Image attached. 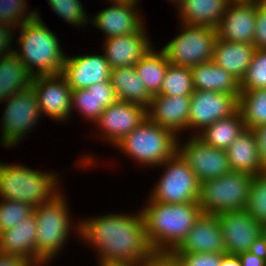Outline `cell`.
<instances>
[{"instance_id":"15","label":"cell","mask_w":266,"mask_h":266,"mask_svg":"<svg viewBox=\"0 0 266 266\" xmlns=\"http://www.w3.org/2000/svg\"><path fill=\"white\" fill-rule=\"evenodd\" d=\"M147 118L142 105L117 100L101 113L95 124L103 130L101 139L116 145Z\"/></svg>"},{"instance_id":"20","label":"cell","mask_w":266,"mask_h":266,"mask_svg":"<svg viewBox=\"0 0 266 266\" xmlns=\"http://www.w3.org/2000/svg\"><path fill=\"white\" fill-rule=\"evenodd\" d=\"M111 68L104 54L66 56L62 75L71 89H86L92 84L110 80Z\"/></svg>"},{"instance_id":"31","label":"cell","mask_w":266,"mask_h":266,"mask_svg":"<svg viewBox=\"0 0 266 266\" xmlns=\"http://www.w3.org/2000/svg\"><path fill=\"white\" fill-rule=\"evenodd\" d=\"M168 64L165 54L154 47L135 64L136 73L151 96L159 95Z\"/></svg>"},{"instance_id":"43","label":"cell","mask_w":266,"mask_h":266,"mask_svg":"<svg viewBox=\"0 0 266 266\" xmlns=\"http://www.w3.org/2000/svg\"><path fill=\"white\" fill-rule=\"evenodd\" d=\"M257 141V150L263 169L266 171V124L251 129Z\"/></svg>"},{"instance_id":"17","label":"cell","mask_w":266,"mask_h":266,"mask_svg":"<svg viewBox=\"0 0 266 266\" xmlns=\"http://www.w3.org/2000/svg\"><path fill=\"white\" fill-rule=\"evenodd\" d=\"M220 253L226 254L224 237L217 215L202 213L193 228L172 254Z\"/></svg>"},{"instance_id":"29","label":"cell","mask_w":266,"mask_h":266,"mask_svg":"<svg viewBox=\"0 0 266 266\" xmlns=\"http://www.w3.org/2000/svg\"><path fill=\"white\" fill-rule=\"evenodd\" d=\"M110 83L114 88L117 100L148 107L152 96L141 82L135 66L111 69Z\"/></svg>"},{"instance_id":"3","label":"cell","mask_w":266,"mask_h":266,"mask_svg":"<svg viewBox=\"0 0 266 266\" xmlns=\"http://www.w3.org/2000/svg\"><path fill=\"white\" fill-rule=\"evenodd\" d=\"M36 14L34 19L19 26L21 32L16 41L20 50L17 48L13 52L34 77L62 74L67 55L57 35L46 27L38 11Z\"/></svg>"},{"instance_id":"34","label":"cell","mask_w":266,"mask_h":266,"mask_svg":"<svg viewBox=\"0 0 266 266\" xmlns=\"http://www.w3.org/2000/svg\"><path fill=\"white\" fill-rule=\"evenodd\" d=\"M245 210L257 222L266 224V172L254 175Z\"/></svg>"},{"instance_id":"28","label":"cell","mask_w":266,"mask_h":266,"mask_svg":"<svg viewBox=\"0 0 266 266\" xmlns=\"http://www.w3.org/2000/svg\"><path fill=\"white\" fill-rule=\"evenodd\" d=\"M34 76L14 52L0 58V102L14 93L28 89Z\"/></svg>"},{"instance_id":"10","label":"cell","mask_w":266,"mask_h":266,"mask_svg":"<svg viewBox=\"0 0 266 266\" xmlns=\"http://www.w3.org/2000/svg\"><path fill=\"white\" fill-rule=\"evenodd\" d=\"M5 103L2 116L1 145L6 148L17 146L26 133L38 125L41 112L32 86L14 93ZM29 131V132H28Z\"/></svg>"},{"instance_id":"5","label":"cell","mask_w":266,"mask_h":266,"mask_svg":"<svg viewBox=\"0 0 266 266\" xmlns=\"http://www.w3.org/2000/svg\"><path fill=\"white\" fill-rule=\"evenodd\" d=\"M66 201L60 192L51 201L34 208L37 224V266L49 264L58 255L68 240L69 231L74 228Z\"/></svg>"},{"instance_id":"14","label":"cell","mask_w":266,"mask_h":266,"mask_svg":"<svg viewBox=\"0 0 266 266\" xmlns=\"http://www.w3.org/2000/svg\"><path fill=\"white\" fill-rule=\"evenodd\" d=\"M224 237L226 254L240 255L248 252L264 226L244 209L216 214Z\"/></svg>"},{"instance_id":"11","label":"cell","mask_w":266,"mask_h":266,"mask_svg":"<svg viewBox=\"0 0 266 266\" xmlns=\"http://www.w3.org/2000/svg\"><path fill=\"white\" fill-rule=\"evenodd\" d=\"M184 144L177 143V152L195 173L200 183L223 176L231 171L226 150L205 144L196 135Z\"/></svg>"},{"instance_id":"37","label":"cell","mask_w":266,"mask_h":266,"mask_svg":"<svg viewBox=\"0 0 266 266\" xmlns=\"http://www.w3.org/2000/svg\"><path fill=\"white\" fill-rule=\"evenodd\" d=\"M25 1L26 0H0V22L19 29L18 27L20 25L34 19L37 15V9L27 13L25 10L27 3Z\"/></svg>"},{"instance_id":"52","label":"cell","mask_w":266,"mask_h":266,"mask_svg":"<svg viewBox=\"0 0 266 266\" xmlns=\"http://www.w3.org/2000/svg\"><path fill=\"white\" fill-rule=\"evenodd\" d=\"M246 1H262V0H246Z\"/></svg>"},{"instance_id":"36","label":"cell","mask_w":266,"mask_h":266,"mask_svg":"<svg viewBox=\"0 0 266 266\" xmlns=\"http://www.w3.org/2000/svg\"><path fill=\"white\" fill-rule=\"evenodd\" d=\"M0 201V233L11 229L34 213V207L28 203L6 199Z\"/></svg>"},{"instance_id":"48","label":"cell","mask_w":266,"mask_h":266,"mask_svg":"<svg viewBox=\"0 0 266 266\" xmlns=\"http://www.w3.org/2000/svg\"><path fill=\"white\" fill-rule=\"evenodd\" d=\"M99 266H142L138 263H99Z\"/></svg>"},{"instance_id":"47","label":"cell","mask_w":266,"mask_h":266,"mask_svg":"<svg viewBox=\"0 0 266 266\" xmlns=\"http://www.w3.org/2000/svg\"><path fill=\"white\" fill-rule=\"evenodd\" d=\"M219 266H241V261L237 255L223 254Z\"/></svg>"},{"instance_id":"1","label":"cell","mask_w":266,"mask_h":266,"mask_svg":"<svg viewBox=\"0 0 266 266\" xmlns=\"http://www.w3.org/2000/svg\"><path fill=\"white\" fill-rule=\"evenodd\" d=\"M77 223L76 233L98 251L99 263L143 264L154 253L141 210L136 214L111 213L79 219Z\"/></svg>"},{"instance_id":"35","label":"cell","mask_w":266,"mask_h":266,"mask_svg":"<svg viewBox=\"0 0 266 266\" xmlns=\"http://www.w3.org/2000/svg\"><path fill=\"white\" fill-rule=\"evenodd\" d=\"M266 89V49H256L245 76L240 82V91Z\"/></svg>"},{"instance_id":"9","label":"cell","mask_w":266,"mask_h":266,"mask_svg":"<svg viewBox=\"0 0 266 266\" xmlns=\"http://www.w3.org/2000/svg\"><path fill=\"white\" fill-rule=\"evenodd\" d=\"M159 167L164 171L148 201L167 204L198 202L200 181L178 152Z\"/></svg>"},{"instance_id":"27","label":"cell","mask_w":266,"mask_h":266,"mask_svg":"<svg viewBox=\"0 0 266 266\" xmlns=\"http://www.w3.org/2000/svg\"><path fill=\"white\" fill-rule=\"evenodd\" d=\"M232 0H183L178 16L185 25H207L216 28Z\"/></svg>"},{"instance_id":"24","label":"cell","mask_w":266,"mask_h":266,"mask_svg":"<svg viewBox=\"0 0 266 266\" xmlns=\"http://www.w3.org/2000/svg\"><path fill=\"white\" fill-rule=\"evenodd\" d=\"M255 50V46L251 44L217 38L214 44L213 62L241 82L251 64Z\"/></svg>"},{"instance_id":"18","label":"cell","mask_w":266,"mask_h":266,"mask_svg":"<svg viewBox=\"0 0 266 266\" xmlns=\"http://www.w3.org/2000/svg\"><path fill=\"white\" fill-rule=\"evenodd\" d=\"M144 28L130 35L104 39L103 54L111 69L135 66L154 47Z\"/></svg>"},{"instance_id":"7","label":"cell","mask_w":266,"mask_h":266,"mask_svg":"<svg viewBox=\"0 0 266 266\" xmlns=\"http://www.w3.org/2000/svg\"><path fill=\"white\" fill-rule=\"evenodd\" d=\"M254 175L230 171L200 183L198 205L203 213L220 214L244 210Z\"/></svg>"},{"instance_id":"51","label":"cell","mask_w":266,"mask_h":266,"mask_svg":"<svg viewBox=\"0 0 266 266\" xmlns=\"http://www.w3.org/2000/svg\"><path fill=\"white\" fill-rule=\"evenodd\" d=\"M264 233L266 234V224L264 225Z\"/></svg>"},{"instance_id":"45","label":"cell","mask_w":266,"mask_h":266,"mask_svg":"<svg viewBox=\"0 0 266 266\" xmlns=\"http://www.w3.org/2000/svg\"><path fill=\"white\" fill-rule=\"evenodd\" d=\"M0 266H35L32 262L16 256L0 254Z\"/></svg>"},{"instance_id":"50","label":"cell","mask_w":266,"mask_h":266,"mask_svg":"<svg viewBox=\"0 0 266 266\" xmlns=\"http://www.w3.org/2000/svg\"><path fill=\"white\" fill-rule=\"evenodd\" d=\"M170 1H172V3H174V5L177 4L176 7L178 8V6L182 3L183 0H170Z\"/></svg>"},{"instance_id":"21","label":"cell","mask_w":266,"mask_h":266,"mask_svg":"<svg viewBox=\"0 0 266 266\" xmlns=\"http://www.w3.org/2000/svg\"><path fill=\"white\" fill-rule=\"evenodd\" d=\"M190 103V96L154 95L146 108L147 119L180 136L188 129Z\"/></svg>"},{"instance_id":"32","label":"cell","mask_w":266,"mask_h":266,"mask_svg":"<svg viewBox=\"0 0 266 266\" xmlns=\"http://www.w3.org/2000/svg\"><path fill=\"white\" fill-rule=\"evenodd\" d=\"M238 109L245 127L253 129L266 124V89L240 91Z\"/></svg>"},{"instance_id":"44","label":"cell","mask_w":266,"mask_h":266,"mask_svg":"<svg viewBox=\"0 0 266 266\" xmlns=\"http://www.w3.org/2000/svg\"><path fill=\"white\" fill-rule=\"evenodd\" d=\"M249 252L266 261V234L264 232L256 238Z\"/></svg>"},{"instance_id":"41","label":"cell","mask_w":266,"mask_h":266,"mask_svg":"<svg viewBox=\"0 0 266 266\" xmlns=\"http://www.w3.org/2000/svg\"><path fill=\"white\" fill-rule=\"evenodd\" d=\"M12 31H14L13 27L0 22V58L13 52L15 49L10 48L14 38Z\"/></svg>"},{"instance_id":"8","label":"cell","mask_w":266,"mask_h":266,"mask_svg":"<svg viewBox=\"0 0 266 266\" xmlns=\"http://www.w3.org/2000/svg\"><path fill=\"white\" fill-rule=\"evenodd\" d=\"M180 24L181 33L161 48L168 62L191 68L200 63L213 61L216 28Z\"/></svg>"},{"instance_id":"13","label":"cell","mask_w":266,"mask_h":266,"mask_svg":"<svg viewBox=\"0 0 266 266\" xmlns=\"http://www.w3.org/2000/svg\"><path fill=\"white\" fill-rule=\"evenodd\" d=\"M32 88L38 99L41 115L56 121L69 119L72 113V89L62 74L35 76Z\"/></svg>"},{"instance_id":"46","label":"cell","mask_w":266,"mask_h":266,"mask_svg":"<svg viewBox=\"0 0 266 266\" xmlns=\"http://www.w3.org/2000/svg\"><path fill=\"white\" fill-rule=\"evenodd\" d=\"M241 266H266V261L248 252L238 255Z\"/></svg>"},{"instance_id":"25","label":"cell","mask_w":266,"mask_h":266,"mask_svg":"<svg viewBox=\"0 0 266 266\" xmlns=\"http://www.w3.org/2000/svg\"><path fill=\"white\" fill-rule=\"evenodd\" d=\"M194 90L240 95V82L215 62L200 63L190 68Z\"/></svg>"},{"instance_id":"39","label":"cell","mask_w":266,"mask_h":266,"mask_svg":"<svg viewBox=\"0 0 266 266\" xmlns=\"http://www.w3.org/2000/svg\"><path fill=\"white\" fill-rule=\"evenodd\" d=\"M180 266H219L223 254L220 253H185L173 254Z\"/></svg>"},{"instance_id":"42","label":"cell","mask_w":266,"mask_h":266,"mask_svg":"<svg viewBox=\"0 0 266 266\" xmlns=\"http://www.w3.org/2000/svg\"><path fill=\"white\" fill-rule=\"evenodd\" d=\"M142 266H180L172 253H153Z\"/></svg>"},{"instance_id":"22","label":"cell","mask_w":266,"mask_h":266,"mask_svg":"<svg viewBox=\"0 0 266 266\" xmlns=\"http://www.w3.org/2000/svg\"><path fill=\"white\" fill-rule=\"evenodd\" d=\"M35 214L0 233V253L26 259L37 266Z\"/></svg>"},{"instance_id":"6","label":"cell","mask_w":266,"mask_h":266,"mask_svg":"<svg viewBox=\"0 0 266 266\" xmlns=\"http://www.w3.org/2000/svg\"><path fill=\"white\" fill-rule=\"evenodd\" d=\"M179 137L147 118L114 147L143 166H160L177 152Z\"/></svg>"},{"instance_id":"19","label":"cell","mask_w":266,"mask_h":266,"mask_svg":"<svg viewBox=\"0 0 266 266\" xmlns=\"http://www.w3.org/2000/svg\"><path fill=\"white\" fill-rule=\"evenodd\" d=\"M112 5L98 11L94 18L90 19L92 25L102 30L106 36L104 39L122 35H130L138 32L144 23L138 14V3L111 2Z\"/></svg>"},{"instance_id":"49","label":"cell","mask_w":266,"mask_h":266,"mask_svg":"<svg viewBox=\"0 0 266 266\" xmlns=\"http://www.w3.org/2000/svg\"><path fill=\"white\" fill-rule=\"evenodd\" d=\"M110 2H116V1H120V2H128V3H139L140 0H109Z\"/></svg>"},{"instance_id":"38","label":"cell","mask_w":266,"mask_h":266,"mask_svg":"<svg viewBox=\"0 0 266 266\" xmlns=\"http://www.w3.org/2000/svg\"><path fill=\"white\" fill-rule=\"evenodd\" d=\"M54 13L75 26H85L89 17L80 0H47Z\"/></svg>"},{"instance_id":"33","label":"cell","mask_w":266,"mask_h":266,"mask_svg":"<svg viewBox=\"0 0 266 266\" xmlns=\"http://www.w3.org/2000/svg\"><path fill=\"white\" fill-rule=\"evenodd\" d=\"M193 91L194 85L190 68L169 63L159 95L190 96Z\"/></svg>"},{"instance_id":"40","label":"cell","mask_w":266,"mask_h":266,"mask_svg":"<svg viewBox=\"0 0 266 266\" xmlns=\"http://www.w3.org/2000/svg\"><path fill=\"white\" fill-rule=\"evenodd\" d=\"M253 45L255 46V49H266V4L263 1H257Z\"/></svg>"},{"instance_id":"4","label":"cell","mask_w":266,"mask_h":266,"mask_svg":"<svg viewBox=\"0 0 266 266\" xmlns=\"http://www.w3.org/2000/svg\"><path fill=\"white\" fill-rule=\"evenodd\" d=\"M57 176V173H46L21 164L0 162V197L25 202L35 208L60 193Z\"/></svg>"},{"instance_id":"23","label":"cell","mask_w":266,"mask_h":266,"mask_svg":"<svg viewBox=\"0 0 266 266\" xmlns=\"http://www.w3.org/2000/svg\"><path fill=\"white\" fill-rule=\"evenodd\" d=\"M71 107L78 109L86 120L95 123L101 113L117 101V96L110 80L92 84L86 89H72Z\"/></svg>"},{"instance_id":"30","label":"cell","mask_w":266,"mask_h":266,"mask_svg":"<svg viewBox=\"0 0 266 266\" xmlns=\"http://www.w3.org/2000/svg\"><path fill=\"white\" fill-rule=\"evenodd\" d=\"M246 129L242 114L237 109L232 115L217 120L196 135L205 144L227 150L234 140Z\"/></svg>"},{"instance_id":"16","label":"cell","mask_w":266,"mask_h":266,"mask_svg":"<svg viewBox=\"0 0 266 266\" xmlns=\"http://www.w3.org/2000/svg\"><path fill=\"white\" fill-rule=\"evenodd\" d=\"M257 1L232 0L216 27L217 38L253 45Z\"/></svg>"},{"instance_id":"26","label":"cell","mask_w":266,"mask_h":266,"mask_svg":"<svg viewBox=\"0 0 266 266\" xmlns=\"http://www.w3.org/2000/svg\"><path fill=\"white\" fill-rule=\"evenodd\" d=\"M232 171L259 175L266 172L259 159L257 141L251 129H245L226 150Z\"/></svg>"},{"instance_id":"12","label":"cell","mask_w":266,"mask_h":266,"mask_svg":"<svg viewBox=\"0 0 266 266\" xmlns=\"http://www.w3.org/2000/svg\"><path fill=\"white\" fill-rule=\"evenodd\" d=\"M188 130L201 132L212 123L232 115L238 109V99L233 94L194 90L190 95Z\"/></svg>"},{"instance_id":"2","label":"cell","mask_w":266,"mask_h":266,"mask_svg":"<svg viewBox=\"0 0 266 266\" xmlns=\"http://www.w3.org/2000/svg\"><path fill=\"white\" fill-rule=\"evenodd\" d=\"M141 209L147 240L154 253H172L203 213L198 202L167 204L147 201Z\"/></svg>"}]
</instances>
